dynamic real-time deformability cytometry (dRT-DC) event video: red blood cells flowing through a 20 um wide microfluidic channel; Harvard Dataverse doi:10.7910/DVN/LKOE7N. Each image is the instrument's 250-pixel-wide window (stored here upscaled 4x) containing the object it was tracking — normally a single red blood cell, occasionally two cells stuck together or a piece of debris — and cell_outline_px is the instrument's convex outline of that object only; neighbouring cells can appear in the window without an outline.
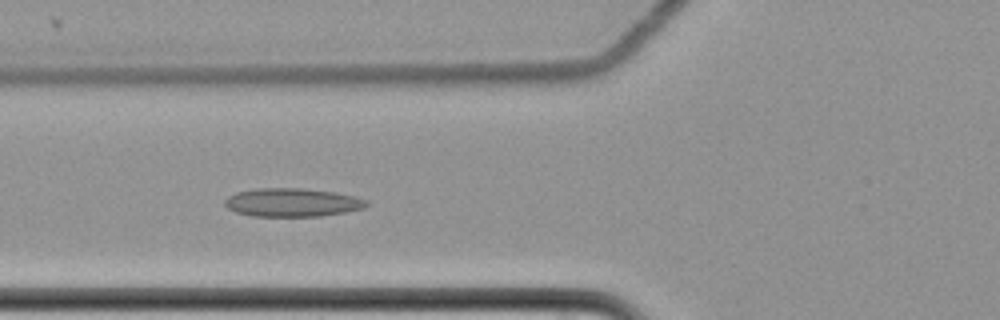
{"species": "common noctule bat (a hibernating species)", "species_latin": "Nyctalus noctula", "temperature_condition": "cold", "stored_images_in_passage": 62, "camera_frame_rate_fps": 3000, "um_per_image_px": 0.085, "animal": {"sex": "female", "body_mass_g": 22.7, "forearm_length_mm": 54.2}, "frame": {"image": 1, "passage_image": 26, "time_ms": 8.333, "image_size_px": [1000, 320], "cell_outline_px": [[368, 204], [360, 208], [344, 212], [320, 216], [252, 216], [236, 212], [228, 208], [224, 204], [224, 200], [228, 196], [236, 192], [256, 188], [300, 188], [336, 192], [368, 200]], "centroid_in_image_um": [24.79, 17.2], "position_along_channel_um": 101.0, "area_um2": 23.35}}
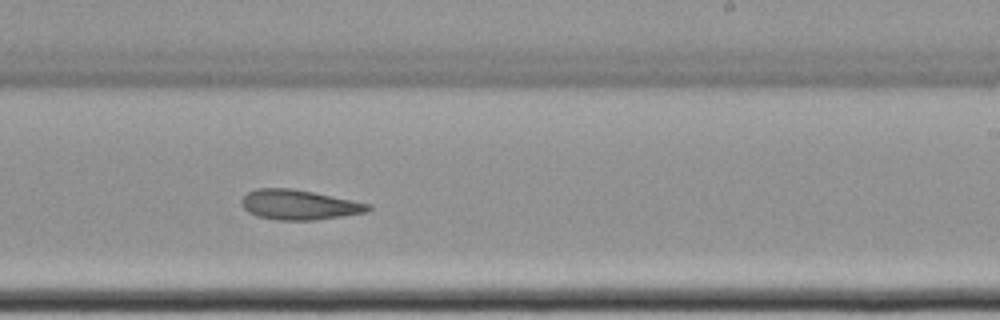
{"frame": {"image": 2, "passage_image": 40, "time_ms": 13.0, "image_size_px": [1000, 320], "cell_outline_px": [[372, 208], [368, 212], [312, 220], [276, 220], [256, 216], [248, 212], [240, 204], [240, 200], [248, 192], [256, 188], [292, 188], [372, 204]], "centroid_in_image_um": [25.39, 17.4], "position_along_channel_um": 263.6, "area_um2": 22.08}}
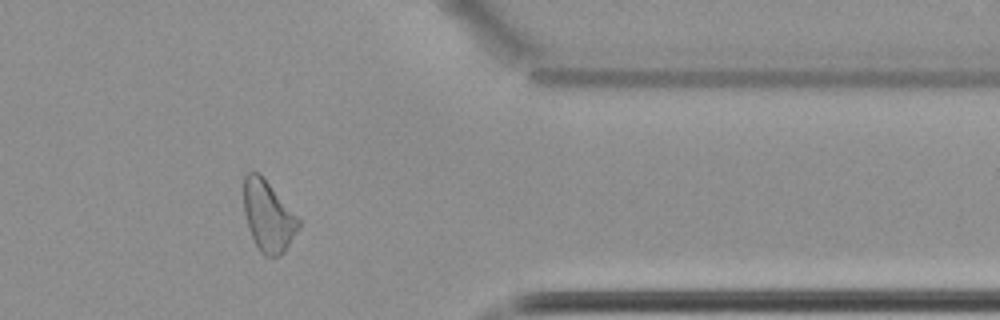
{"frame": {"image": 3, "passage_image": 52, "time_ms": 17.0, "image_size_px": [1000, 320], "cell_outline_px": [[300, 228], [284, 252], [280, 256], [264, 256], [260, 252], [248, 228], [244, 212], [244, 176], [248, 172], [260, 172], [300, 220]], "centroid_in_image_um": [22.79, 18.37], "position_along_channel_um": 388.6, "area_um2": 22.6}}